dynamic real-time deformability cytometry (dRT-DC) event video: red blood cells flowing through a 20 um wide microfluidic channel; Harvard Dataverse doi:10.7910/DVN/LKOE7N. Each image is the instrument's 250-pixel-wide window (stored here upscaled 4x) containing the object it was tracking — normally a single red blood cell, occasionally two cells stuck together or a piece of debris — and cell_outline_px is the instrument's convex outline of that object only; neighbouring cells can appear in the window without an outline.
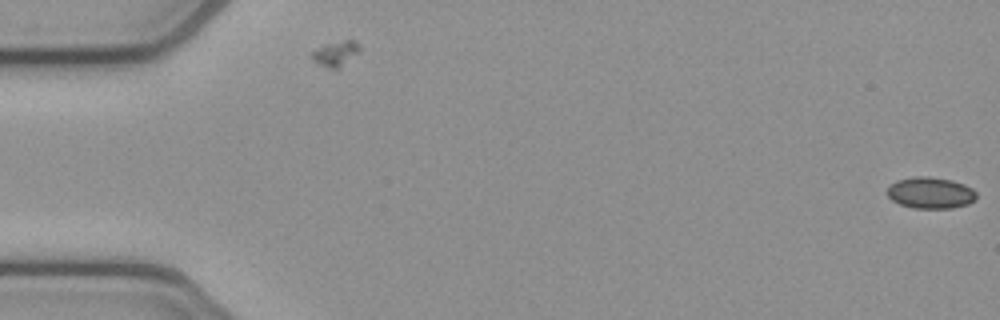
{"species": "common noctule bat (a hibernating species)", "species_latin": "Nyctalus noctula", "temperature_condition": "cold", "stored_images_in_passage": 2, "camera_frame_rate_fps": 3000, "um_per_image_px": 0.085, "animal": {"sex": "female", "body_mass_g": 21.9}, "frame": {"image": 1, "passage_image": 2, "time_ms": 0.333, "image_size_px": [1000, 320], "cell_outline_px": [[976, 200], [968, 204], [952, 208], [912, 208], [900, 204], [892, 200], [888, 196], [888, 188], [896, 180], [912, 176], [928, 176], [952, 180], [964, 184], [972, 188], [976, 192]], "centroid_in_image_um": [79.11, 16.38], "position_along_channel_um": 5.9, "area_um2": 16.42}}